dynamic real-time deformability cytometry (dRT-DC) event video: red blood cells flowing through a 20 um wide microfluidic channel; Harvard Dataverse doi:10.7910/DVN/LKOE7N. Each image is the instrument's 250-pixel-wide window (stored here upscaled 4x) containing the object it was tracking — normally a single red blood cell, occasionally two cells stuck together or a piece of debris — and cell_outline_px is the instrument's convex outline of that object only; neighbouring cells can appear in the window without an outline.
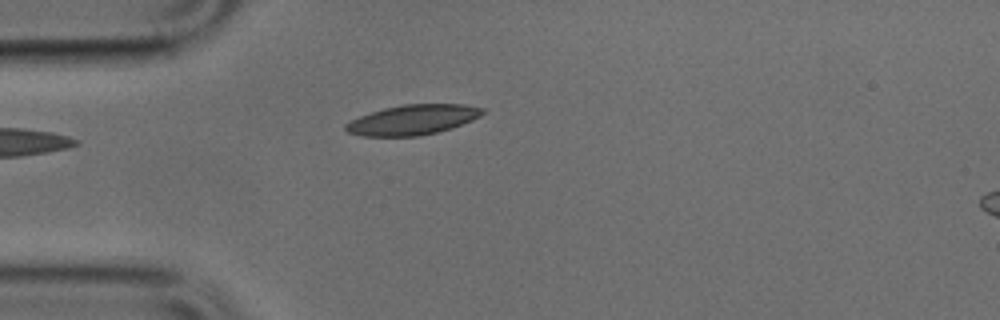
{"species": "common noctule bat (a hibernating species)", "species_latin": "Nyctalus noctula", "temperature_condition": "cold", "stored_images_in_passage": 24, "camera_frame_rate_fps": 3000, "um_per_image_px": 0.085, "animal": {"sex": "male", "body_mass_g": 17.9, "forearm_length_mm": 54.2}, "frame": {"image": 1, "passage_image": 1, "time_ms": 0.0, "image_size_px": [1000, 320], "cell_outline_px": [[484, 112], [480, 116], [472, 120], [452, 128], [420, 136], [360, 136], [348, 132], [344, 128], [344, 124], [360, 116], [384, 108], [404, 104], [464, 104], [484, 108]], "centroid_in_image_um": [35.08, 10.18], "position_along_channel_um": 49.9, "area_um2": 23.87}}
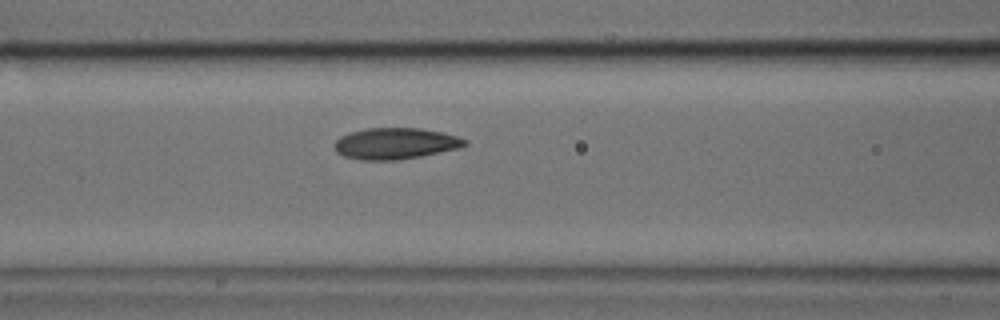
{"frame": {"image": 2, "passage_image": 8, "time_ms": 2.333, "image_size_px": [1000, 320], "cell_outline_px": [[468, 144], [460, 148], [420, 156], [396, 160], [360, 160], [344, 156], [336, 152], [336, 140], [340, 136], [352, 132], [368, 128], [420, 128], [440, 132], [456, 136], [468, 140]], "centroid_in_image_um": [33.63, 12.2], "position_along_channel_um": 133.0, "area_um2": 23.58}}